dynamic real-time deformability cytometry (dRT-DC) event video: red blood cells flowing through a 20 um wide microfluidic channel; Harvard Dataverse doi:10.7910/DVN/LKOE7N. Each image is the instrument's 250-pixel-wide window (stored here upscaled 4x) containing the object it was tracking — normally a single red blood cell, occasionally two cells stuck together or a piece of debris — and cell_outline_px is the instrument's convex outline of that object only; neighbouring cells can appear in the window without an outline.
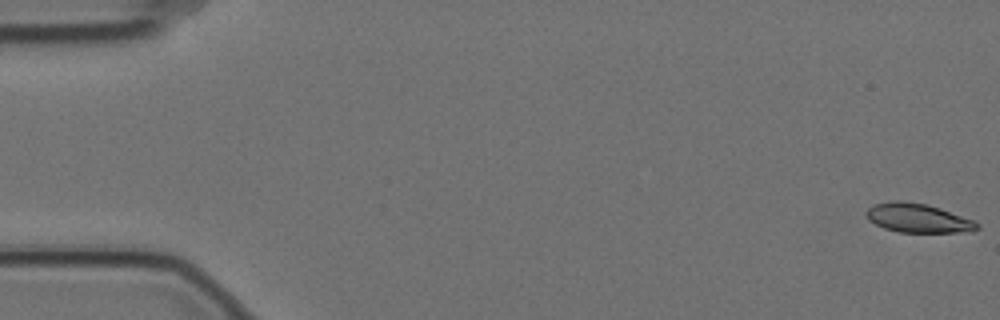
{"species": "Egyptian fruit bat (a non-hibernating species)", "species_latin": "Rousettus aegyptiacus", "temperature_condition": "cold", "stored_images_in_passage": 5, "camera_frame_rate_fps": 3000, "um_per_image_px": 0.085, "animal": {"sex": "female"}, "frame": {"image": 1, "passage_image": 1, "time_ms": 0.0, "image_size_px": [1000, 320], "cell_outline_px": [[980, 228], [972, 232], [896, 232], [884, 228], [868, 220], [864, 212], [872, 204], [892, 200], [900, 200], [928, 204], [940, 208], [972, 220], [980, 224]], "centroid_in_image_um": [77.99, 18.53], "position_along_channel_um": 7.0, "area_um2": 18.96}}
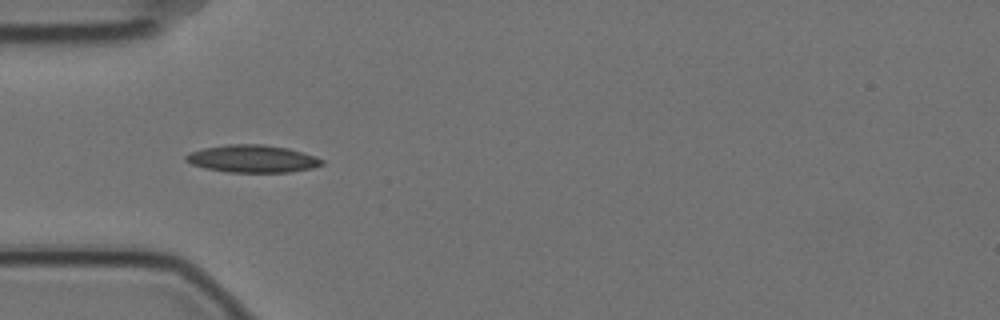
{"frame": {"image": 2, "passage_image": 5, "time_ms": 1.333, "image_size_px": [1000, 320], "cell_outline_px": [[324, 164], [312, 168], [288, 172], [228, 172], [204, 168], [192, 164], [184, 160], [184, 156], [192, 152], [204, 148], [228, 144], [260, 144], [288, 148], [316, 156], [324, 160]], "centroid_in_image_um": [21.47, 13.49], "position_along_channel_um": 63.5, "area_um2": 21.73}}